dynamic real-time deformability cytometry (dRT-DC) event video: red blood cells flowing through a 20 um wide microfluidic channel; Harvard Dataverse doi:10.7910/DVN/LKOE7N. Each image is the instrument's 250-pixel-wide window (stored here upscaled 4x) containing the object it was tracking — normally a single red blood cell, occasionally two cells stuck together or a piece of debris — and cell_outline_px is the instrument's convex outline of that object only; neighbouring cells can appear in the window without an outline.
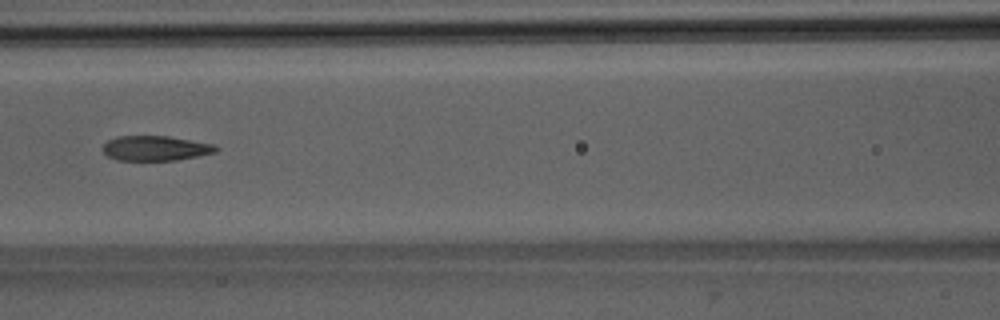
{"species": "Egyptian fruit bat (a non-hibernating species)", "species_latin": "Rousettus aegyptiacus", "temperature_condition": "room temperature", "stored_images_in_passage": 5, "camera_frame_rate_fps": 3000, "um_per_image_px": 0.085, "animal": {"sex": "male"}, "frame": {"image": 1, "passage_image": 5, "time_ms": 5.333, "image_size_px": [1000, 320], "cell_outline_px": [[220, 148], [216, 152], [176, 160], [116, 160], [108, 156], [104, 152], [104, 144], [108, 140], [116, 136], [168, 136], [212, 144]], "centroid_in_image_um": [13.2, 12.6], "position_along_channel_um": 153.4, "area_um2": 16.24}}